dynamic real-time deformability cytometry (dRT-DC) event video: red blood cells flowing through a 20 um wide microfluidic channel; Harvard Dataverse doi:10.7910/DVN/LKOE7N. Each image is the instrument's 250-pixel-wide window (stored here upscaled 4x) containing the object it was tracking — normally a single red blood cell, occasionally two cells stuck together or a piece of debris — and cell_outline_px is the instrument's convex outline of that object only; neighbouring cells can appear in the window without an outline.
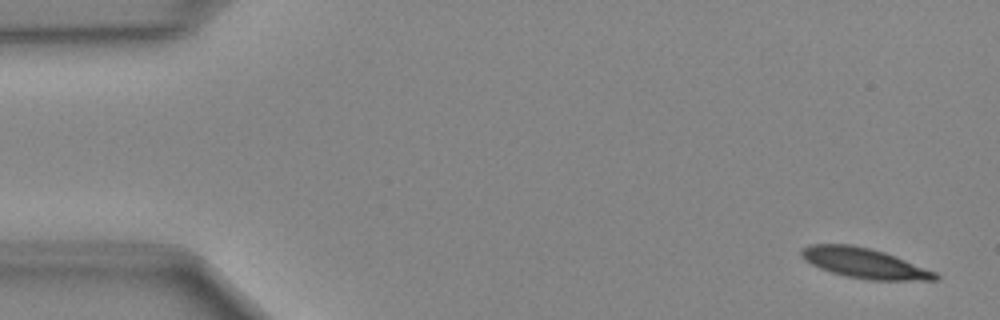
{"species": "Egyptian fruit bat (a non-hibernating species)", "species_latin": "Rousettus aegyptiacus", "temperature_condition": "cold", "stored_images_in_passage": 11, "camera_frame_rate_fps": 3000, "um_per_image_px": 0.085, "animal": {"sex": "female"}, "frame": {"image": 1, "passage_image": 2, "time_ms": 0.333, "image_size_px": [1000, 320], "cell_outline_px": [[940, 280], [868, 280], [848, 276], [832, 272], [820, 268], [804, 260], [800, 256], [800, 252], [808, 244], [852, 244], [884, 252], [936, 272], [940, 276]], "centroid_in_image_um": [73.46, 22.36], "position_along_channel_um": 11.5, "area_um2": 23.29}}